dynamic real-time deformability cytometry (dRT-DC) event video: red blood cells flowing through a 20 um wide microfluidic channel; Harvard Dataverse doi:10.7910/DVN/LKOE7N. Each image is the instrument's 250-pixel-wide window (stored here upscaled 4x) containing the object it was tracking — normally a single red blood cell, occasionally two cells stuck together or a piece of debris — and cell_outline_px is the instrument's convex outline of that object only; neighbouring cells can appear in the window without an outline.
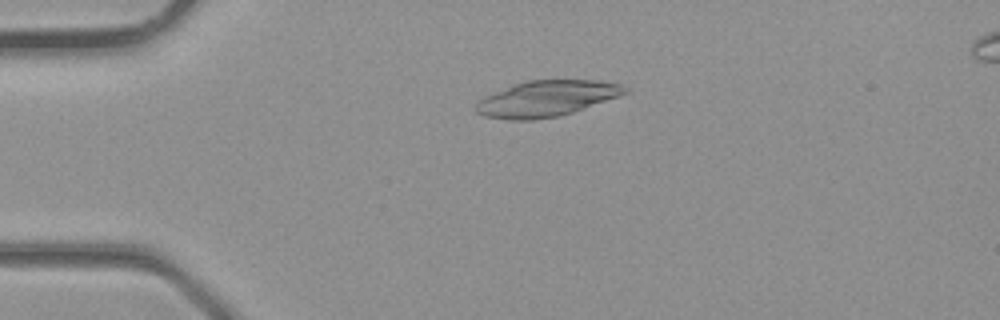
{"species": "common noctule bat (a hibernating species)", "species_latin": "Nyctalus noctula", "temperature_condition": "room temperature", "stored_images_in_passage": 4, "camera_frame_rate_fps": 3000, "um_per_image_px": 0.085, "animal": {"sex": "male", "body_mass_g": 23.1, "forearm_length_mm": 52.7}, "frame": {"image": 1, "passage_image": 4, "time_ms": 1.0, "image_size_px": [1000, 320], "cell_outline_px": [[628, 92], [620, 96], [572, 112], [556, 116], [532, 120], [508, 120], [484, 116], [476, 112], [472, 108], [480, 100], [496, 92], [516, 84], [528, 80], [596, 80], [620, 84], [628, 88]], "centroid_in_image_um": [46.47, 8.38], "position_along_channel_um": 38.5, "area_um2": 30.75}}